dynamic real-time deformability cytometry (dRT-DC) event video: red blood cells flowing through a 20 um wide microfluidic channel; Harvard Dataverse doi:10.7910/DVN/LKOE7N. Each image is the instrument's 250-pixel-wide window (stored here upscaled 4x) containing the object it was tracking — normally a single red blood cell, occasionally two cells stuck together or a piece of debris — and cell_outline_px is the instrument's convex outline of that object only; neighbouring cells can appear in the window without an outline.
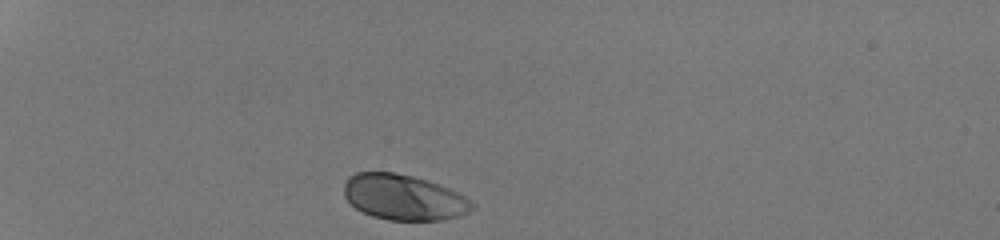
{"species": "human", "species_latin": "Homo sapiens", "temperature_condition": "room temperature", "stored_images_in_passage": 30, "camera_frame_rate_fps": 3000, "um_per_image_px": 0.085, "donor": {"sex": "male"}, "frame": {"image": 1, "passage_image": 1, "time_ms": 0.0, "image_size_px": [1000, 240], "cell_outline_px": [[472, 208], [468, 212], [456, 216], [440, 220], [388, 220], [372, 216], [356, 208], [344, 196], [344, 184], [348, 176], [356, 172], [392, 172], [412, 176], [428, 180], [448, 188], [464, 196], [472, 204]], "centroid_in_image_um": [34.26, 16.76], "position_along_channel_um": 50.7, "area_um2": 33.64}}
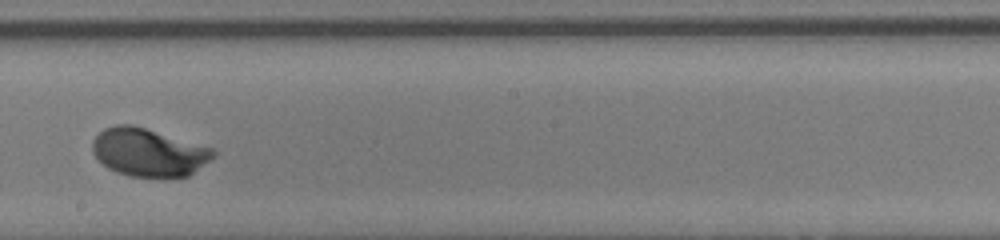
{"frame": {"image": 2, "passage_image": 18, "time_ms": 5.667, "image_size_px": [1000, 240], "cell_outline_px": [[216, 156], [188, 176], [128, 176], [116, 172], [108, 168], [92, 152], [92, 140], [104, 128], [116, 124], [132, 124], [212, 148], [216, 152]], "centroid_in_image_um": [12.61, 12.94], "position_along_channel_um": 235.6, "area_um2": 33.47}}
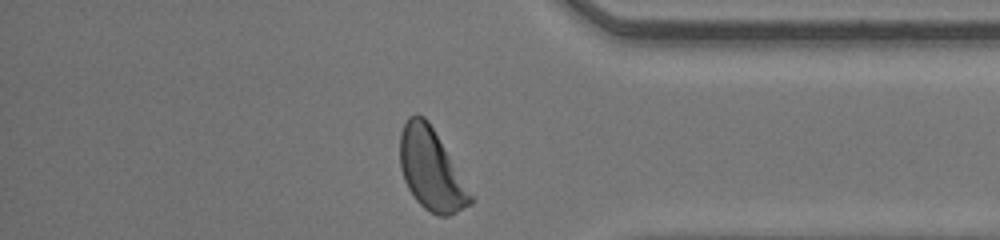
{"frame": {"image": 3, "passage_image": 30, "time_ms": 9.667, "image_size_px": [1000, 240], "cell_outline_px": [[476, 200], [472, 204], [448, 216], [440, 216], [424, 208], [416, 200], [408, 188], [404, 180], [400, 168], [400, 132], [408, 116], [416, 112], [424, 116], [428, 120]], "centroid_in_image_um": [36.64, 14.4], "position_along_channel_um": 398.6, "area_um2": 33.35}, "authors_computed_cell_mechanics": {"area_um2": 33.6396, "velocity_mm_per_s": 4.231, "shape_relaxation_time_tau1_ms": 1.5106, "shape_relaxation_time_tau2_ms": null, "deformation_change_tau1": 0.1379, "deformation_change_tau2": null}}